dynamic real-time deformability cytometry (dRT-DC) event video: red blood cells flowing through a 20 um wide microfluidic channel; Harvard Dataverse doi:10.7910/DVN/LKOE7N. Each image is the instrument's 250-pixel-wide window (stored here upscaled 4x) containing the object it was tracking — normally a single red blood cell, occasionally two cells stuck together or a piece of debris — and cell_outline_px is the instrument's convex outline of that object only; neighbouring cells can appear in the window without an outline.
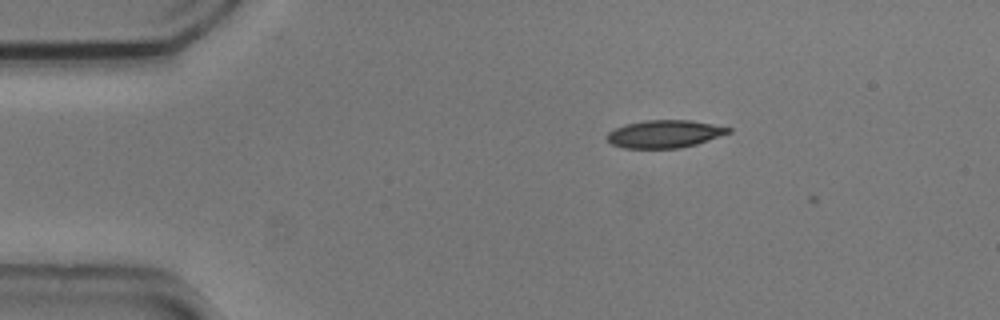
{"species": "common noctule bat (a hibernating species)", "species_latin": "Nyctalus noctula", "temperature_condition": "cold", "stored_images_in_passage": 3, "camera_frame_rate_fps": 3000, "um_per_image_px": 0.085, "animal": {"sex": "male", "body_mass_g": 20.5, "forearm_length_mm": 52.5}, "frame": {"image": 1, "passage_image": 2, "time_ms": 0.333, "image_size_px": [1000, 320], "cell_outline_px": [[732, 132], [696, 144], [680, 148], [624, 148], [612, 144], [608, 140], [608, 132], [624, 124], [644, 120], [692, 120], [732, 128]], "centroid_in_image_um": [56.5, 11.38], "position_along_channel_um": 28.5, "area_um2": 19.54}}